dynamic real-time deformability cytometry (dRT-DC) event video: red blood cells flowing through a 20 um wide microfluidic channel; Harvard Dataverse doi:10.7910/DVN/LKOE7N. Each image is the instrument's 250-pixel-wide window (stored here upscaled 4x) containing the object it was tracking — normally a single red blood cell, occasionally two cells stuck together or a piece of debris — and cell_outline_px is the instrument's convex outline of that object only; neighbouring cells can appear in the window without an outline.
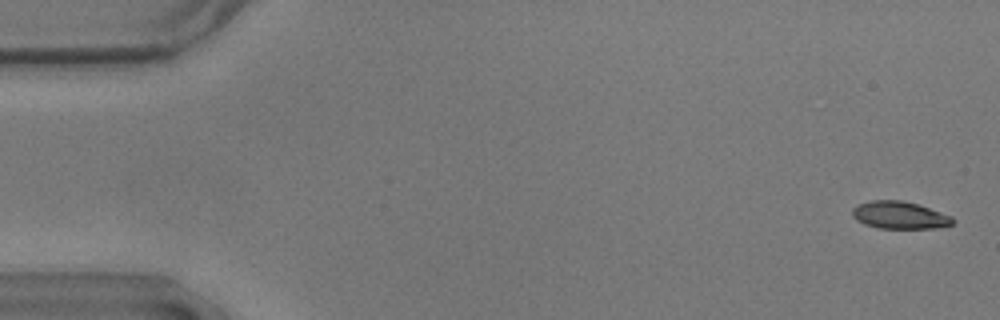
{"species": "common noctule bat (a hibernating species)", "species_latin": "Nyctalus noctula", "temperature_condition": "warm", "stored_images_in_passage": 17, "camera_frame_rate_fps": 3000, "um_per_image_px": 0.085, "animal": {"sex": "male", "body_mass_g": 17.9}, "frame": {"image": 1, "passage_image": 2, "time_ms": 0.333, "image_size_px": [1000, 320], "cell_outline_px": [[956, 220], [952, 224], [936, 228], [880, 228], [864, 224], [856, 220], [852, 216], [852, 208], [856, 204], [872, 200], [900, 200], [916, 204], [952, 216]], "centroid_in_image_um": [76.43, 18.29], "position_along_channel_um": 8.6, "area_um2": 16.01}}